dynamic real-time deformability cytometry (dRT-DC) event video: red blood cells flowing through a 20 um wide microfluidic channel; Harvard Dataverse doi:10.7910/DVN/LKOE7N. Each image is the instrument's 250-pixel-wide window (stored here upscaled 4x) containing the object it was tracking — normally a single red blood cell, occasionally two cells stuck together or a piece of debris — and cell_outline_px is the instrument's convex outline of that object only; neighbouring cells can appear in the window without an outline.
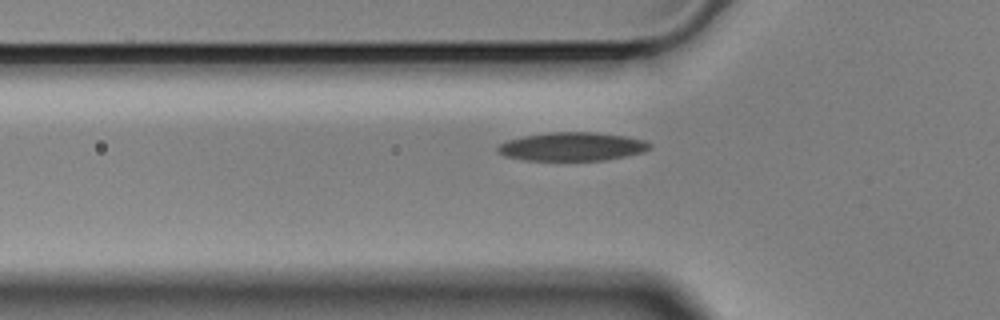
{"species": "Egyptian fruit bat (a non-hibernating species)", "species_latin": "Rousettus aegyptiacus", "temperature_condition": "cold", "stored_images_in_passage": 41, "camera_frame_rate_fps": 3000, "um_per_image_px": 0.085, "animal": {"sex": "male"}, "frame": {"image": 1, "passage_image": 7, "time_ms": 2.0, "image_size_px": [1000, 320], "cell_outline_px": [[652, 148], [640, 152], [624, 156], [604, 160], [524, 160], [504, 156], [496, 152], [496, 148], [500, 144], [508, 140], [524, 136], [548, 132], [592, 132], [624, 136], [644, 140], [652, 144]], "centroid_in_image_um": [48.59, 12.46], "position_along_channel_um": 77.2, "area_um2": 25.14}}
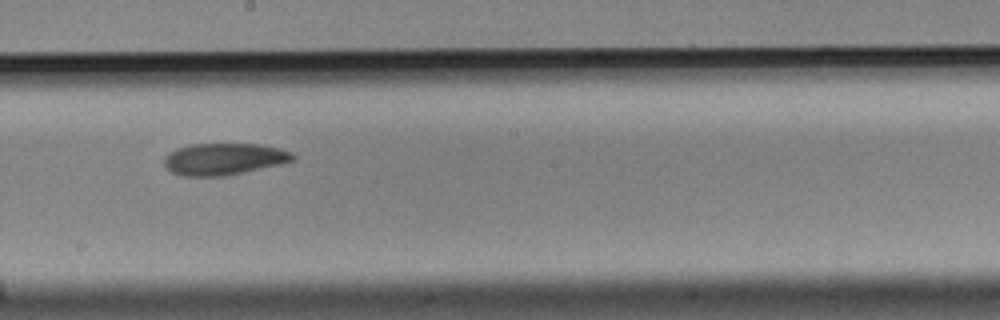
{"frame": {"image": 2, "passage_image": 20, "time_ms": 6.333, "image_size_px": [1000, 320], "cell_outline_px": [[296, 160], [280, 164], [244, 172], [224, 176], [180, 176], [172, 172], [164, 164], [164, 156], [168, 152], [176, 148], [188, 144], [260, 144], [280, 148], [292, 152], [296, 156]], "centroid_in_image_um": [19.03, 13.51], "position_along_channel_um": 229.2, "area_um2": 24.04}}
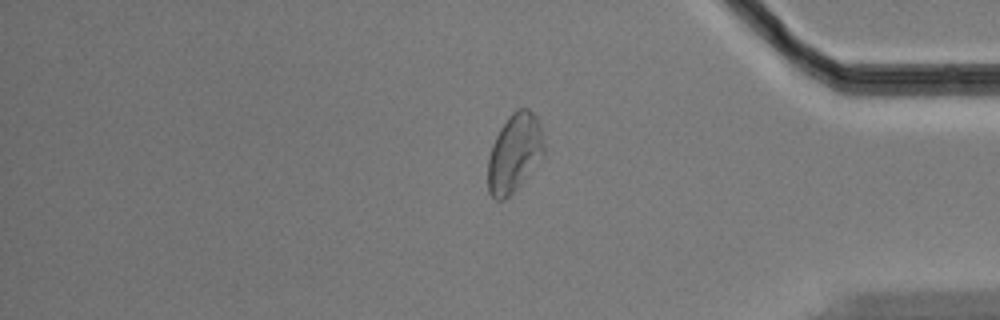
{"frame": {"image": 3, "passage_image": 36, "time_ms": 11.667, "image_size_px": [1000, 320], "cell_outline_px": [[544, 156], [524, 180], [504, 200], [496, 200], [488, 192], [488, 156], [492, 144], [500, 128], [508, 116], [516, 108], [528, 108], [536, 116], [540, 128], [544, 144]], "centroid_in_image_um": [43.72, 13.0], "position_along_channel_um": 391.5, "area_um2": 25.61}}